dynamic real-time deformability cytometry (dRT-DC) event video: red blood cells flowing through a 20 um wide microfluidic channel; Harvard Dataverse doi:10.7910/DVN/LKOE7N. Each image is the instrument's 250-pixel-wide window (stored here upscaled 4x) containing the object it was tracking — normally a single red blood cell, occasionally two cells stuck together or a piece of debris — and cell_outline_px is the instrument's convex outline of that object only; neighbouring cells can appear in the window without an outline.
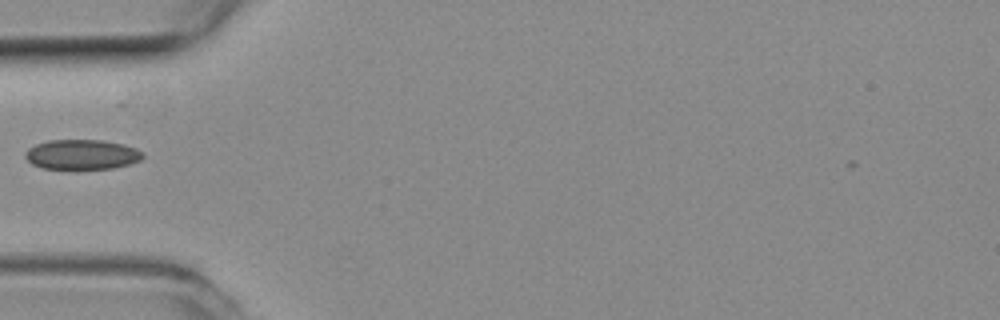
{"species": "common noctule bat (a hibernating species)", "species_latin": "Nyctalus noctula", "temperature_condition": "room temperature", "stored_images_in_passage": 41, "camera_frame_rate_fps": 3000, "um_per_image_px": 0.085, "animal": {"sex": "female", "body_mass_g": 19.3, "forearm_length_mm": 54.1}, "frame": {"image": 1, "passage_image": 3, "time_ms": 0.667, "image_size_px": [1000, 320], "cell_outline_px": [[144, 156], [140, 160], [128, 164], [112, 168], [40, 168], [32, 164], [24, 156], [24, 152], [28, 148], [36, 144], [48, 140], [104, 140], [124, 144], [136, 148], [144, 152]], "centroid_in_image_um": [6.96, 13.11], "position_along_channel_um": 78.0, "area_um2": 20.46}}
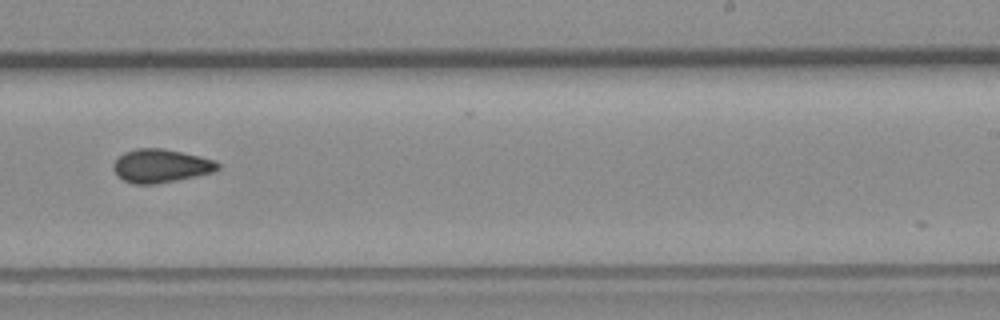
{"frame": {"image": 2, "passage_image": 19, "time_ms": 6.0, "image_size_px": [1000, 320], "cell_outline_px": [[220, 168], [216, 172], [156, 184], [132, 184], [116, 176], [112, 168], [112, 164], [124, 152], [136, 148], [160, 148], [200, 156], [216, 160], [220, 164]], "centroid_in_image_um": [13.67, 14.1], "position_along_channel_um": 275.3, "area_um2": 20.52}}
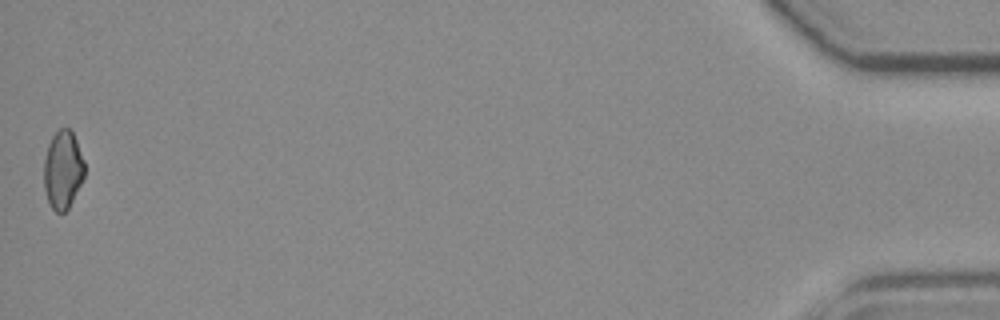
{"frame": {"image": 3, "passage_image": 40, "time_ms": 13.0, "image_size_px": [1000, 320], "cell_outline_px": [[84, 176], [68, 208], [64, 212], [56, 212], [52, 208], [48, 200], [44, 188], [44, 160], [48, 144], [52, 136], [60, 128], [68, 128], [72, 132], [76, 140], [84, 160]], "centroid_in_image_um": [5.33, 14.41], "position_along_channel_um": 429.9, "area_um2": 18.26}}